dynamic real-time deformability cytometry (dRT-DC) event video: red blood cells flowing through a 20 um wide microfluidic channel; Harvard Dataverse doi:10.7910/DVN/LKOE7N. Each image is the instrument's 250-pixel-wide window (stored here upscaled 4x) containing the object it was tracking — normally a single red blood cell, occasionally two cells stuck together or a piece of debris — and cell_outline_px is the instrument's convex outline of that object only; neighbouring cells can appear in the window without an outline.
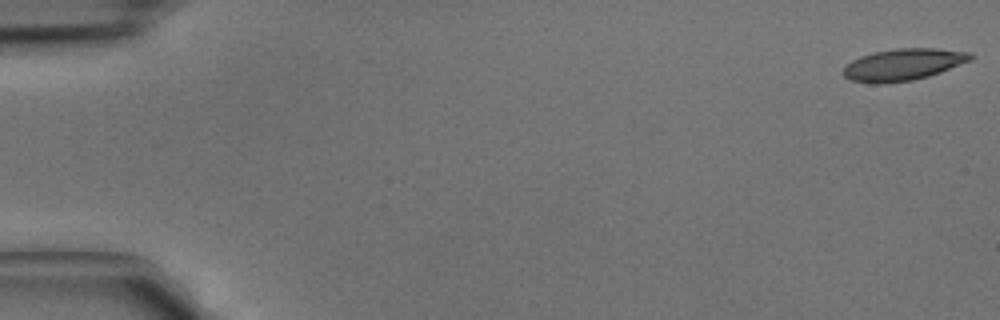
{"species": "common noctule bat (a hibernating species)", "species_latin": "Nyctalus noctula", "temperature_condition": "cold", "stored_images_in_passage": 4, "camera_frame_rate_fps": 3000, "um_per_image_px": 0.085, "animal": {"sex": "male", "body_mass_g": 15.6}, "frame": {"image": 1, "passage_image": 1, "time_ms": 0.0, "image_size_px": [1000, 320], "cell_outline_px": [[976, 56], [972, 60], [940, 72], [928, 76], [912, 80], [884, 84], [872, 84], [852, 80], [844, 76], [844, 68], [852, 60], [860, 56], [872, 52], [896, 48], [936, 48], [968, 52]], "centroid_in_image_um": [76.79, 5.48], "position_along_channel_um": 8.2, "area_um2": 23.64}}